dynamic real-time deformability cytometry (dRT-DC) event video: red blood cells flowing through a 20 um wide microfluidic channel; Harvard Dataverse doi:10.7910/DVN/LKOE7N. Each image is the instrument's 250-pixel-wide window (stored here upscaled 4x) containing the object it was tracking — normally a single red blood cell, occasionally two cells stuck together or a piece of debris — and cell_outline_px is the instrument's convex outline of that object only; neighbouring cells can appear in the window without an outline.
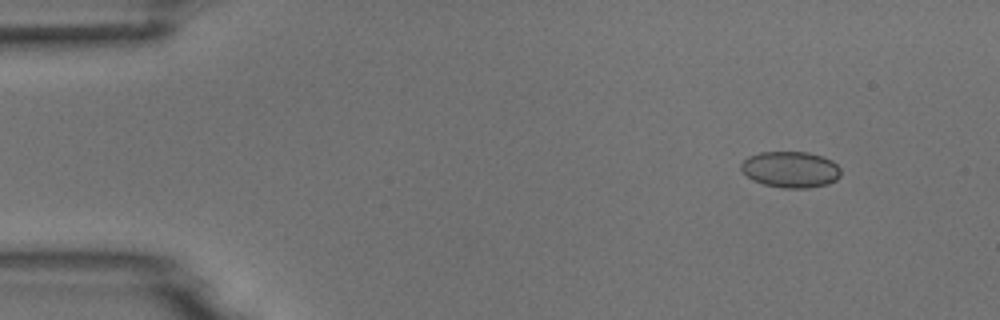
{"species": "common noctule bat (a hibernating species)", "species_latin": "Nyctalus noctula", "temperature_condition": "room temperature", "stored_images_in_passage": 4, "camera_frame_rate_fps": 3000, "um_per_image_px": 0.085, "animal": {"sex": "male", "body_mass_g": 18.8}, "frame": {"image": 1, "passage_image": 1, "time_ms": 0.0, "image_size_px": [1000, 320], "cell_outline_px": [[840, 176], [836, 180], [828, 184], [808, 188], [784, 188], [764, 184], [752, 180], [740, 168], [740, 164], [748, 156], [760, 152], [808, 152], [832, 160], [840, 168]], "centroid_in_image_um": [67.2, 14.41], "position_along_channel_um": 17.8, "area_um2": 21.04}}
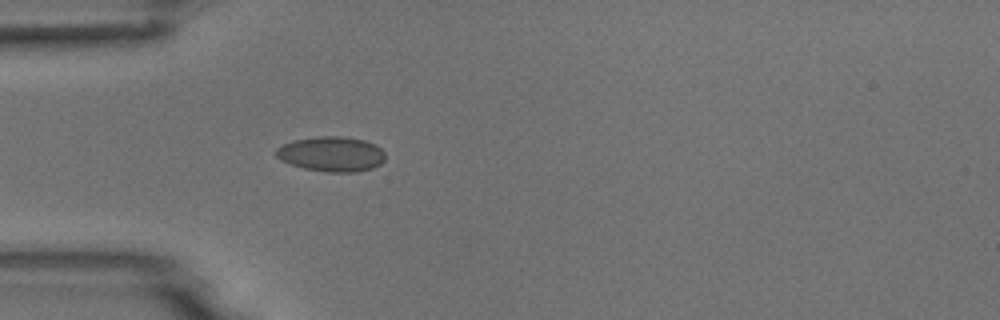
{"frame": {"image": 2, "passage_image": 4, "time_ms": 3.333, "image_size_px": [1000, 320], "cell_outline_px": [[384, 160], [380, 164], [372, 168], [356, 172], [328, 172], [304, 168], [288, 164], [280, 160], [276, 156], [276, 148], [284, 144], [296, 140], [320, 136], [340, 136], [364, 140], [380, 148], [384, 152]], "centroid_in_image_um": [28.16, 13.1], "position_along_channel_um": 56.8, "area_um2": 22.08}}